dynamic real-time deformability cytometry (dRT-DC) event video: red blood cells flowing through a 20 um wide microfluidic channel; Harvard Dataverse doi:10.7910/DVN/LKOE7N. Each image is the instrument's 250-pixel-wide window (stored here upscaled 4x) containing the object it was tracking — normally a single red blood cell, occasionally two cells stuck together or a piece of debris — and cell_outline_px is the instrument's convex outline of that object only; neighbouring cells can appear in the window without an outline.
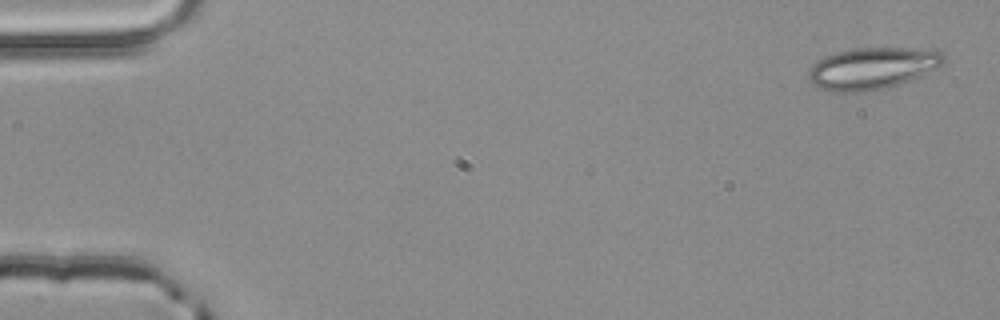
{"species": "common noctule bat (a hibernating species)", "species_latin": "Nyctalus noctula", "temperature_condition": "room temperature", "stored_images_in_passage": 3, "camera_frame_rate_fps": 3000, "um_per_image_px": 0.085, "animal": {"sex": "male", "body_mass_g": 20.4}, "frame": {"image": 1, "passage_image": 1, "time_ms": 0.0, "image_size_px": [1000, 320], "cell_outline_px": [[944, 60], [936, 68], [900, 84], [888, 88], [864, 92], [832, 92], [820, 88], [812, 84], [808, 76], [808, 68], [816, 60], [824, 56], [852, 48], [940, 48], [944, 56]], "centroid_in_image_um": [74.13, 5.8], "position_along_channel_um": 10.9, "area_um2": 33.29}}